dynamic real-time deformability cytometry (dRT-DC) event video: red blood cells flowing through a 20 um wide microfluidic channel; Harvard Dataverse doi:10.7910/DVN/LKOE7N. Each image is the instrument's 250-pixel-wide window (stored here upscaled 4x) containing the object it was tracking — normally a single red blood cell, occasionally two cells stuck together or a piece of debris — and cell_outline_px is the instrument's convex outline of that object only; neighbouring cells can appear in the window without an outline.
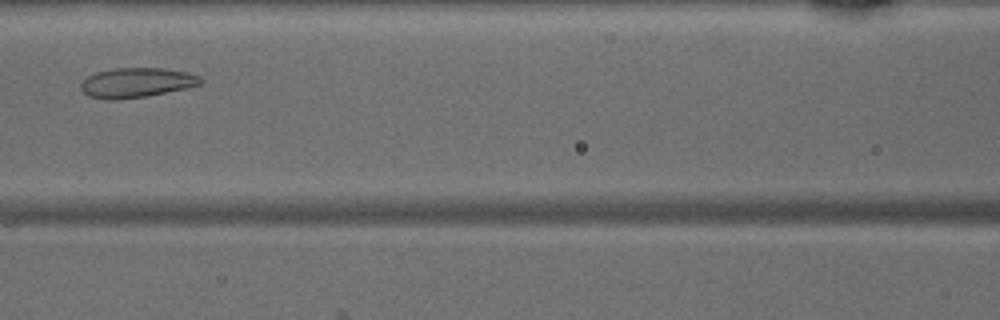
{"species": "common noctule bat (a hibernating species)", "species_latin": "Nyctalus noctula", "temperature_condition": "warm", "stored_images_in_passage": 31, "camera_frame_rate_fps": 3000, "um_per_image_px": 0.085, "animal": {"sex": "male", "body_mass_g": 15.6}, "frame": {"image": 1, "passage_image": 11, "time_ms": 3.333, "image_size_px": [1000, 320], "cell_outline_px": [[204, 84], [188, 88], [148, 96], [116, 100], [104, 100], [88, 96], [80, 88], [80, 84], [88, 76], [96, 72], [116, 68], [164, 68], [184, 72], [200, 76], [204, 80]], "centroid_in_image_um": [11.63, 7.04], "position_along_channel_um": 155.0, "area_um2": 20.98}}
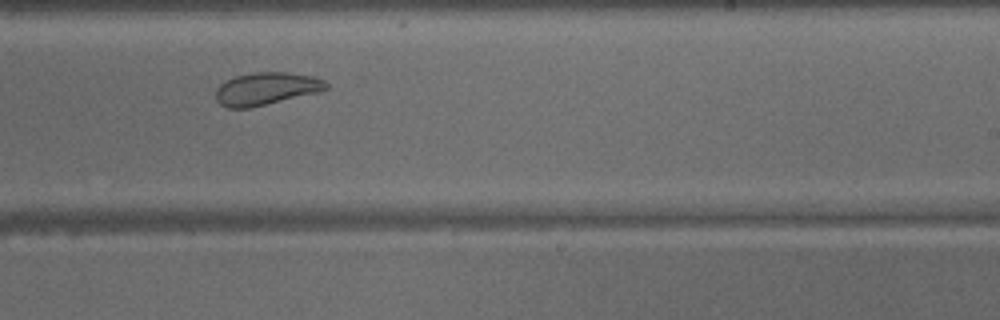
{"frame": {"image": 2, "passage_image": 19, "time_ms": 6.0, "image_size_px": [1000, 320], "cell_outline_px": [[328, 88], [320, 92], [252, 108], [228, 108], [220, 104], [216, 100], [216, 88], [224, 80], [236, 76], [252, 72], [288, 72], [316, 76], [324, 80], [328, 84]], "centroid_in_image_um": [22.64, 7.54], "position_along_channel_um": 266.4, "area_um2": 21.39}}
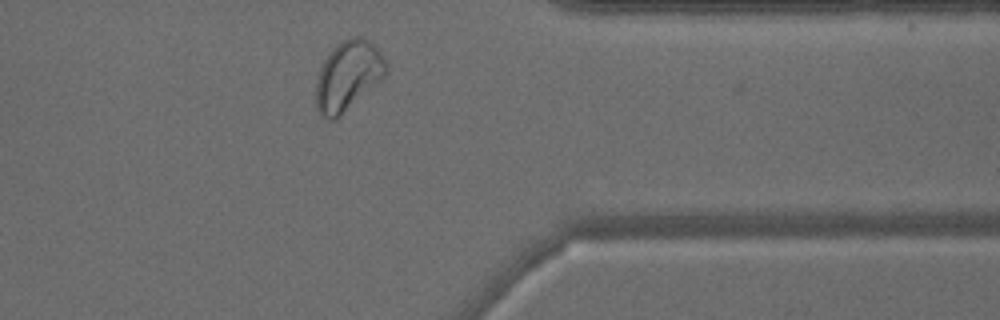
{"frame": {"image": 3, "passage_image": 28, "time_ms": 9.0, "image_size_px": [1000, 320], "cell_outline_px": [[388, 72], [380, 80], [336, 120], [328, 120], [316, 108], [316, 80], [320, 68], [324, 60], [332, 48], [336, 44], [348, 36], [360, 36], [368, 40], [384, 56], [388, 64]], "centroid_in_image_um": [29.58, 6.41], "position_along_channel_um": 381.8, "area_um2": 28.5}}